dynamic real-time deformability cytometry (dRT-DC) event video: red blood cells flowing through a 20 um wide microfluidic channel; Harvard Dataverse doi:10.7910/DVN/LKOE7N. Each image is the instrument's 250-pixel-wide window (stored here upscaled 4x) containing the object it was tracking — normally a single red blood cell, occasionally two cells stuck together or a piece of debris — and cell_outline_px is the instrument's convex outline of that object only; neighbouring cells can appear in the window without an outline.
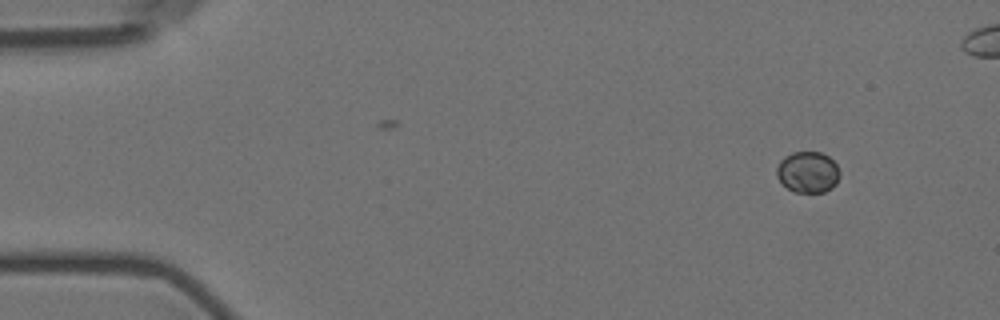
{"species": "Egyptian fruit bat (a non-hibernating species)", "species_latin": "Rousettus aegyptiacus", "temperature_condition": "room temperature", "stored_images_in_passage": 6, "camera_frame_rate_fps": 3000, "um_per_image_px": 0.085, "animal": {"sex": "female"}, "frame": {"image": 1, "passage_image": 1, "time_ms": 0.0, "image_size_px": [1000, 320], "cell_outline_px": [[840, 176], [836, 184], [832, 188], [824, 192], [792, 192], [776, 176], [776, 168], [780, 160], [784, 156], [792, 152], [820, 152], [828, 156], [836, 164], [840, 172]], "centroid_in_image_um": [68.66, 14.63], "position_along_channel_um": 16.3, "area_um2": 15.26}}
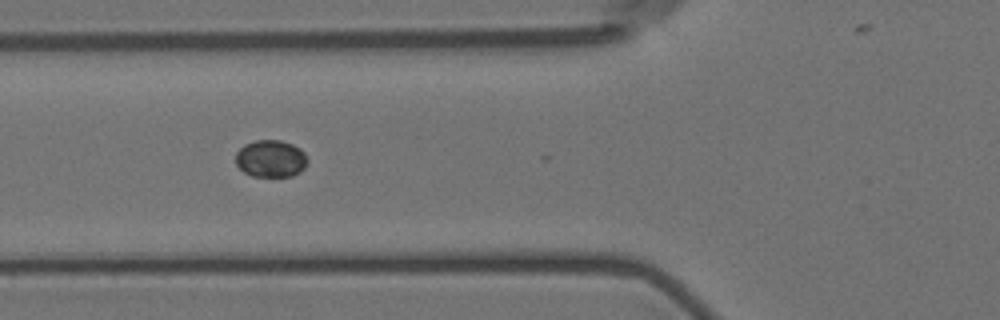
{"frame": {"image": 2, "passage_image": 5, "time_ms": 5.333, "image_size_px": [1000, 320], "cell_outline_px": [[308, 160], [304, 168], [300, 172], [292, 176], [252, 176], [244, 172], [236, 164], [236, 152], [244, 144], [256, 140], [280, 140], [292, 144], [300, 148], [304, 152]], "centroid_in_image_um": [23.02, 13.48], "position_along_channel_um": 102.8, "area_um2": 15.61}}